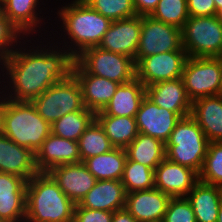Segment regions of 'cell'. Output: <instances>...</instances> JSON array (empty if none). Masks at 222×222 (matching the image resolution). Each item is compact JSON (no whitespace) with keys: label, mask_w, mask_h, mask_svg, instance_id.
<instances>
[{"label":"cell","mask_w":222,"mask_h":222,"mask_svg":"<svg viewBox=\"0 0 222 222\" xmlns=\"http://www.w3.org/2000/svg\"><path fill=\"white\" fill-rule=\"evenodd\" d=\"M162 222H196L194 211L187 198H171Z\"/></svg>","instance_id":"cell-37"},{"label":"cell","mask_w":222,"mask_h":222,"mask_svg":"<svg viewBox=\"0 0 222 222\" xmlns=\"http://www.w3.org/2000/svg\"><path fill=\"white\" fill-rule=\"evenodd\" d=\"M150 16L158 21L182 29L190 17L187 0H159Z\"/></svg>","instance_id":"cell-32"},{"label":"cell","mask_w":222,"mask_h":222,"mask_svg":"<svg viewBox=\"0 0 222 222\" xmlns=\"http://www.w3.org/2000/svg\"><path fill=\"white\" fill-rule=\"evenodd\" d=\"M199 181L222 187V141L209 142Z\"/></svg>","instance_id":"cell-33"},{"label":"cell","mask_w":222,"mask_h":222,"mask_svg":"<svg viewBox=\"0 0 222 222\" xmlns=\"http://www.w3.org/2000/svg\"><path fill=\"white\" fill-rule=\"evenodd\" d=\"M171 197L159 189L126 194L125 209L138 222H162Z\"/></svg>","instance_id":"cell-17"},{"label":"cell","mask_w":222,"mask_h":222,"mask_svg":"<svg viewBox=\"0 0 222 222\" xmlns=\"http://www.w3.org/2000/svg\"><path fill=\"white\" fill-rule=\"evenodd\" d=\"M190 116L198 123L209 142L222 141V96L202 97L192 102Z\"/></svg>","instance_id":"cell-24"},{"label":"cell","mask_w":222,"mask_h":222,"mask_svg":"<svg viewBox=\"0 0 222 222\" xmlns=\"http://www.w3.org/2000/svg\"><path fill=\"white\" fill-rule=\"evenodd\" d=\"M95 120L115 148L125 149L139 133L135 117L95 116Z\"/></svg>","instance_id":"cell-28"},{"label":"cell","mask_w":222,"mask_h":222,"mask_svg":"<svg viewBox=\"0 0 222 222\" xmlns=\"http://www.w3.org/2000/svg\"><path fill=\"white\" fill-rule=\"evenodd\" d=\"M64 4L65 6L62 5L56 12L58 21L60 20L57 24L61 21L63 23L60 26L63 30L60 31L65 32H61L59 38L62 39L59 40L64 43L57 39L56 44H63L62 47L75 59L84 50L97 47L101 43L112 21L92 9L83 0H71L70 3Z\"/></svg>","instance_id":"cell-2"},{"label":"cell","mask_w":222,"mask_h":222,"mask_svg":"<svg viewBox=\"0 0 222 222\" xmlns=\"http://www.w3.org/2000/svg\"><path fill=\"white\" fill-rule=\"evenodd\" d=\"M29 39L25 38L24 42L22 41L21 45L19 44L0 65V80L5 77L2 79L3 81H0V94L7 99L32 101L53 84L65 80L72 73L74 58L64 47H59L50 39L47 45L44 43L45 41L42 43L43 39H41L38 46L39 38L32 37ZM31 39L33 42L36 41L34 39H37V41L31 43ZM26 42L33 45L27 46L28 43ZM48 46L49 48H47ZM5 79H7V82ZM4 83H7V86Z\"/></svg>","instance_id":"cell-1"},{"label":"cell","mask_w":222,"mask_h":222,"mask_svg":"<svg viewBox=\"0 0 222 222\" xmlns=\"http://www.w3.org/2000/svg\"><path fill=\"white\" fill-rule=\"evenodd\" d=\"M80 162L77 141L68 140L52 133L42 143L35 153V163L38 172L47 173L52 168Z\"/></svg>","instance_id":"cell-18"},{"label":"cell","mask_w":222,"mask_h":222,"mask_svg":"<svg viewBox=\"0 0 222 222\" xmlns=\"http://www.w3.org/2000/svg\"><path fill=\"white\" fill-rule=\"evenodd\" d=\"M222 57H188L182 80L189 99L219 95Z\"/></svg>","instance_id":"cell-9"},{"label":"cell","mask_w":222,"mask_h":222,"mask_svg":"<svg viewBox=\"0 0 222 222\" xmlns=\"http://www.w3.org/2000/svg\"><path fill=\"white\" fill-rule=\"evenodd\" d=\"M80 162L115 148L100 124L94 120L78 139Z\"/></svg>","instance_id":"cell-30"},{"label":"cell","mask_w":222,"mask_h":222,"mask_svg":"<svg viewBox=\"0 0 222 222\" xmlns=\"http://www.w3.org/2000/svg\"><path fill=\"white\" fill-rule=\"evenodd\" d=\"M189 16H214L217 10L214 0H187Z\"/></svg>","instance_id":"cell-40"},{"label":"cell","mask_w":222,"mask_h":222,"mask_svg":"<svg viewBox=\"0 0 222 222\" xmlns=\"http://www.w3.org/2000/svg\"><path fill=\"white\" fill-rule=\"evenodd\" d=\"M87 73L124 84L136 78V64L126 55L92 47L74 59Z\"/></svg>","instance_id":"cell-8"},{"label":"cell","mask_w":222,"mask_h":222,"mask_svg":"<svg viewBox=\"0 0 222 222\" xmlns=\"http://www.w3.org/2000/svg\"><path fill=\"white\" fill-rule=\"evenodd\" d=\"M219 95L222 96V71H221V85H220V89H219Z\"/></svg>","instance_id":"cell-45"},{"label":"cell","mask_w":222,"mask_h":222,"mask_svg":"<svg viewBox=\"0 0 222 222\" xmlns=\"http://www.w3.org/2000/svg\"><path fill=\"white\" fill-rule=\"evenodd\" d=\"M209 141L191 117L181 118L165 144L166 158L189 167L198 174L202 170Z\"/></svg>","instance_id":"cell-5"},{"label":"cell","mask_w":222,"mask_h":222,"mask_svg":"<svg viewBox=\"0 0 222 222\" xmlns=\"http://www.w3.org/2000/svg\"><path fill=\"white\" fill-rule=\"evenodd\" d=\"M26 186L24 178L0 172V196L26 195Z\"/></svg>","instance_id":"cell-38"},{"label":"cell","mask_w":222,"mask_h":222,"mask_svg":"<svg viewBox=\"0 0 222 222\" xmlns=\"http://www.w3.org/2000/svg\"><path fill=\"white\" fill-rule=\"evenodd\" d=\"M0 222H8V221H6V220L0 218Z\"/></svg>","instance_id":"cell-46"},{"label":"cell","mask_w":222,"mask_h":222,"mask_svg":"<svg viewBox=\"0 0 222 222\" xmlns=\"http://www.w3.org/2000/svg\"><path fill=\"white\" fill-rule=\"evenodd\" d=\"M113 212L92 210L75 205L73 222H112Z\"/></svg>","instance_id":"cell-39"},{"label":"cell","mask_w":222,"mask_h":222,"mask_svg":"<svg viewBox=\"0 0 222 222\" xmlns=\"http://www.w3.org/2000/svg\"><path fill=\"white\" fill-rule=\"evenodd\" d=\"M72 74L80 84L85 108L94 113L106 107L119 86L115 81L87 73L75 60Z\"/></svg>","instance_id":"cell-16"},{"label":"cell","mask_w":222,"mask_h":222,"mask_svg":"<svg viewBox=\"0 0 222 222\" xmlns=\"http://www.w3.org/2000/svg\"><path fill=\"white\" fill-rule=\"evenodd\" d=\"M101 15L117 21L137 15L133 0H83Z\"/></svg>","instance_id":"cell-34"},{"label":"cell","mask_w":222,"mask_h":222,"mask_svg":"<svg viewBox=\"0 0 222 222\" xmlns=\"http://www.w3.org/2000/svg\"><path fill=\"white\" fill-rule=\"evenodd\" d=\"M121 183L126 193L155 188L154 170L127 158Z\"/></svg>","instance_id":"cell-31"},{"label":"cell","mask_w":222,"mask_h":222,"mask_svg":"<svg viewBox=\"0 0 222 222\" xmlns=\"http://www.w3.org/2000/svg\"><path fill=\"white\" fill-rule=\"evenodd\" d=\"M127 154L123 148H113L111 151L83 161L96 180H121Z\"/></svg>","instance_id":"cell-27"},{"label":"cell","mask_w":222,"mask_h":222,"mask_svg":"<svg viewBox=\"0 0 222 222\" xmlns=\"http://www.w3.org/2000/svg\"><path fill=\"white\" fill-rule=\"evenodd\" d=\"M135 118L140 133L157 138L164 144L181 119L175 112L157 106L147 96L142 99Z\"/></svg>","instance_id":"cell-13"},{"label":"cell","mask_w":222,"mask_h":222,"mask_svg":"<svg viewBox=\"0 0 222 222\" xmlns=\"http://www.w3.org/2000/svg\"><path fill=\"white\" fill-rule=\"evenodd\" d=\"M186 198L192 206L196 222H217L222 187L198 181Z\"/></svg>","instance_id":"cell-25"},{"label":"cell","mask_w":222,"mask_h":222,"mask_svg":"<svg viewBox=\"0 0 222 222\" xmlns=\"http://www.w3.org/2000/svg\"><path fill=\"white\" fill-rule=\"evenodd\" d=\"M75 205L48 173L27 182L25 222H73Z\"/></svg>","instance_id":"cell-4"},{"label":"cell","mask_w":222,"mask_h":222,"mask_svg":"<svg viewBox=\"0 0 222 222\" xmlns=\"http://www.w3.org/2000/svg\"><path fill=\"white\" fill-rule=\"evenodd\" d=\"M186 51H170L144 57L136 65V77L145 87L182 77Z\"/></svg>","instance_id":"cell-11"},{"label":"cell","mask_w":222,"mask_h":222,"mask_svg":"<svg viewBox=\"0 0 222 222\" xmlns=\"http://www.w3.org/2000/svg\"><path fill=\"white\" fill-rule=\"evenodd\" d=\"M155 188L171 198L186 197L199 181L193 169L165 158L154 170Z\"/></svg>","instance_id":"cell-14"},{"label":"cell","mask_w":222,"mask_h":222,"mask_svg":"<svg viewBox=\"0 0 222 222\" xmlns=\"http://www.w3.org/2000/svg\"><path fill=\"white\" fill-rule=\"evenodd\" d=\"M137 15H150L156 8L159 0H133Z\"/></svg>","instance_id":"cell-41"},{"label":"cell","mask_w":222,"mask_h":222,"mask_svg":"<svg viewBox=\"0 0 222 222\" xmlns=\"http://www.w3.org/2000/svg\"><path fill=\"white\" fill-rule=\"evenodd\" d=\"M23 38L25 39L0 9V65L21 44Z\"/></svg>","instance_id":"cell-35"},{"label":"cell","mask_w":222,"mask_h":222,"mask_svg":"<svg viewBox=\"0 0 222 222\" xmlns=\"http://www.w3.org/2000/svg\"><path fill=\"white\" fill-rule=\"evenodd\" d=\"M170 51H185L182 45V30L150 15H143L135 64L144 57Z\"/></svg>","instance_id":"cell-10"},{"label":"cell","mask_w":222,"mask_h":222,"mask_svg":"<svg viewBox=\"0 0 222 222\" xmlns=\"http://www.w3.org/2000/svg\"><path fill=\"white\" fill-rule=\"evenodd\" d=\"M0 218L8 222H25L26 195L0 196Z\"/></svg>","instance_id":"cell-36"},{"label":"cell","mask_w":222,"mask_h":222,"mask_svg":"<svg viewBox=\"0 0 222 222\" xmlns=\"http://www.w3.org/2000/svg\"><path fill=\"white\" fill-rule=\"evenodd\" d=\"M125 151L129 160L153 170L166 158L165 144L157 138L140 132Z\"/></svg>","instance_id":"cell-26"},{"label":"cell","mask_w":222,"mask_h":222,"mask_svg":"<svg viewBox=\"0 0 222 222\" xmlns=\"http://www.w3.org/2000/svg\"><path fill=\"white\" fill-rule=\"evenodd\" d=\"M214 1L217 10V17L222 22V0H214Z\"/></svg>","instance_id":"cell-43"},{"label":"cell","mask_w":222,"mask_h":222,"mask_svg":"<svg viewBox=\"0 0 222 222\" xmlns=\"http://www.w3.org/2000/svg\"><path fill=\"white\" fill-rule=\"evenodd\" d=\"M0 172L24 178L27 182L38 172L35 153L18 145L0 132Z\"/></svg>","instance_id":"cell-21"},{"label":"cell","mask_w":222,"mask_h":222,"mask_svg":"<svg viewBox=\"0 0 222 222\" xmlns=\"http://www.w3.org/2000/svg\"><path fill=\"white\" fill-rule=\"evenodd\" d=\"M126 194L121 180H97L79 205L92 210L115 212L124 209Z\"/></svg>","instance_id":"cell-22"},{"label":"cell","mask_w":222,"mask_h":222,"mask_svg":"<svg viewBox=\"0 0 222 222\" xmlns=\"http://www.w3.org/2000/svg\"><path fill=\"white\" fill-rule=\"evenodd\" d=\"M31 102L39 115L50 125L70 112L85 109L80 84L72 73Z\"/></svg>","instance_id":"cell-6"},{"label":"cell","mask_w":222,"mask_h":222,"mask_svg":"<svg viewBox=\"0 0 222 222\" xmlns=\"http://www.w3.org/2000/svg\"><path fill=\"white\" fill-rule=\"evenodd\" d=\"M39 0H0V9L4 13V15L9 19V21L20 31V33L25 38H31L34 34V38L38 36V38L42 37L38 35L37 32L42 27L41 25L45 23L44 14L41 18L42 10L39 9L40 4ZM38 5V6H37ZM38 8V11H37ZM41 10V11H39ZM39 16V17H38ZM43 22V23H42ZM41 23V24H40ZM40 26V27H39ZM39 28V30H38ZM37 29V30H36ZM29 35V36H28Z\"/></svg>","instance_id":"cell-20"},{"label":"cell","mask_w":222,"mask_h":222,"mask_svg":"<svg viewBox=\"0 0 222 222\" xmlns=\"http://www.w3.org/2000/svg\"><path fill=\"white\" fill-rule=\"evenodd\" d=\"M145 96L146 87L136 77L130 82L119 84L112 99L102 111L95 113V116L136 117Z\"/></svg>","instance_id":"cell-23"},{"label":"cell","mask_w":222,"mask_h":222,"mask_svg":"<svg viewBox=\"0 0 222 222\" xmlns=\"http://www.w3.org/2000/svg\"><path fill=\"white\" fill-rule=\"evenodd\" d=\"M94 120L95 113L87 108L70 112L51 124V133L68 140L78 141Z\"/></svg>","instance_id":"cell-29"},{"label":"cell","mask_w":222,"mask_h":222,"mask_svg":"<svg viewBox=\"0 0 222 222\" xmlns=\"http://www.w3.org/2000/svg\"><path fill=\"white\" fill-rule=\"evenodd\" d=\"M0 132L34 153L51 133V125L31 101L10 100L0 95Z\"/></svg>","instance_id":"cell-3"},{"label":"cell","mask_w":222,"mask_h":222,"mask_svg":"<svg viewBox=\"0 0 222 222\" xmlns=\"http://www.w3.org/2000/svg\"><path fill=\"white\" fill-rule=\"evenodd\" d=\"M47 173L75 204L81 202L97 181L83 162L59 165Z\"/></svg>","instance_id":"cell-15"},{"label":"cell","mask_w":222,"mask_h":222,"mask_svg":"<svg viewBox=\"0 0 222 222\" xmlns=\"http://www.w3.org/2000/svg\"><path fill=\"white\" fill-rule=\"evenodd\" d=\"M112 222H138L125 208L113 212Z\"/></svg>","instance_id":"cell-42"},{"label":"cell","mask_w":222,"mask_h":222,"mask_svg":"<svg viewBox=\"0 0 222 222\" xmlns=\"http://www.w3.org/2000/svg\"><path fill=\"white\" fill-rule=\"evenodd\" d=\"M181 30L188 57H222V22L217 15L190 16Z\"/></svg>","instance_id":"cell-7"},{"label":"cell","mask_w":222,"mask_h":222,"mask_svg":"<svg viewBox=\"0 0 222 222\" xmlns=\"http://www.w3.org/2000/svg\"><path fill=\"white\" fill-rule=\"evenodd\" d=\"M141 26L142 16L140 15L112 21L98 47L126 55L135 60L140 41Z\"/></svg>","instance_id":"cell-12"},{"label":"cell","mask_w":222,"mask_h":222,"mask_svg":"<svg viewBox=\"0 0 222 222\" xmlns=\"http://www.w3.org/2000/svg\"><path fill=\"white\" fill-rule=\"evenodd\" d=\"M217 222H222V202H221L220 207H219V213H218V216H217Z\"/></svg>","instance_id":"cell-44"},{"label":"cell","mask_w":222,"mask_h":222,"mask_svg":"<svg viewBox=\"0 0 222 222\" xmlns=\"http://www.w3.org/2000/svg\"><path fill=\"white\" fill-rule=\"evenodd\" d=\"M146 96L157 106L175 112L181 118L190 116L189 99L182 78L158 82L146 87Z\"/></svg>","instance_id":"cell-19"}]
</instances>
